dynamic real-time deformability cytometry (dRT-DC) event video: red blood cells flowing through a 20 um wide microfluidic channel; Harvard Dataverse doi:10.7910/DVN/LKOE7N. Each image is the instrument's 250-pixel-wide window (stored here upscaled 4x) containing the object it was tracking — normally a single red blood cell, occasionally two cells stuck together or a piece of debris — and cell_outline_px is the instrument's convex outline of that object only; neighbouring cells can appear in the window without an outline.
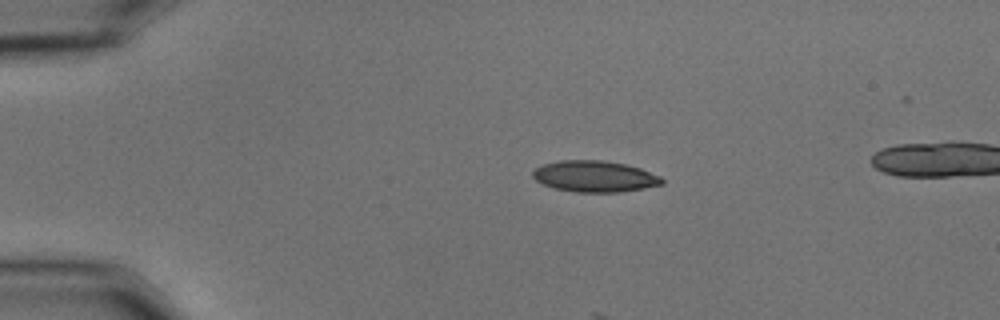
{"species": "common noctule bat (a hibernating species)", "species_latin": "Nyctalus noctula", "temperature_condition": "cold", "stored_images_in_passage": 8, "camera_frame_rate_fps": 3000, "um_per_image_px": 0.085, "animal": {"sex": "male", "body_mass_g": 15.6}, "frame": {"image": 1, "passage_image": 1, "time_ms": 0.0, "image_size_px": [1000, 320], "cell_outline_px": [[664, 184], [644, 188], [620, 192], [576, 192], [556, 188], [544, 184], [536, 180], [532, 176], [532, 172], [536, 168], [544, 164], [560, 160], [604, 160], [624, 164], [640, 168], [660, 176], [664, 180]], "centroid_in_image_um": [50.57, 14.99], "position_along_channel_um": 34.4, "area_um2": 23.41}}